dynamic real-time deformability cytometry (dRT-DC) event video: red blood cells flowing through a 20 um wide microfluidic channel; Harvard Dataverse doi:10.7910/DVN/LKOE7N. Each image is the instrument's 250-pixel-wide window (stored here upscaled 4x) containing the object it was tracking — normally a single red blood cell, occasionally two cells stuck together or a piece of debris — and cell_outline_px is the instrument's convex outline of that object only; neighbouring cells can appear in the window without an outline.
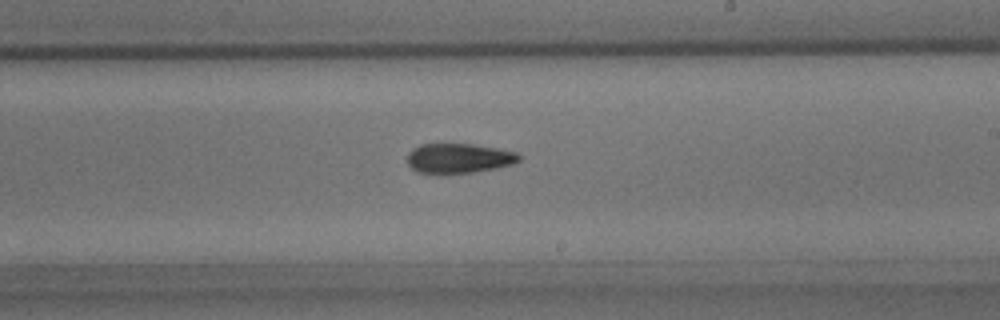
{"species": "common noctule bat (a hibernating species)", "species_latin": "Nyctalus noctula", "temperature_condition": "room temperature", "stored_images_in_passage": 30, "camera_frame_rate_fps": 3000, "um_per_image_px": 0.085, "animal": {"sex": "male", "body_mass_g": 15.6}, "frame": {"image": 1, "passage_image": 18, "time_ms": 5.667, "image_size_px": [1000, 320], "cell_outline_px": [[520, 160], [512, 164], [496, 168], [472, 172], [416, 172], [408, 164], [408, 152], [412, 148], [420, 144], [472, 144], [496, 148], [516, 152], [520, 156]], "centroid_in_image_um": [38.99, 13.43], "position_along_channel_um": 250.0, "area_um2": 19.02}}